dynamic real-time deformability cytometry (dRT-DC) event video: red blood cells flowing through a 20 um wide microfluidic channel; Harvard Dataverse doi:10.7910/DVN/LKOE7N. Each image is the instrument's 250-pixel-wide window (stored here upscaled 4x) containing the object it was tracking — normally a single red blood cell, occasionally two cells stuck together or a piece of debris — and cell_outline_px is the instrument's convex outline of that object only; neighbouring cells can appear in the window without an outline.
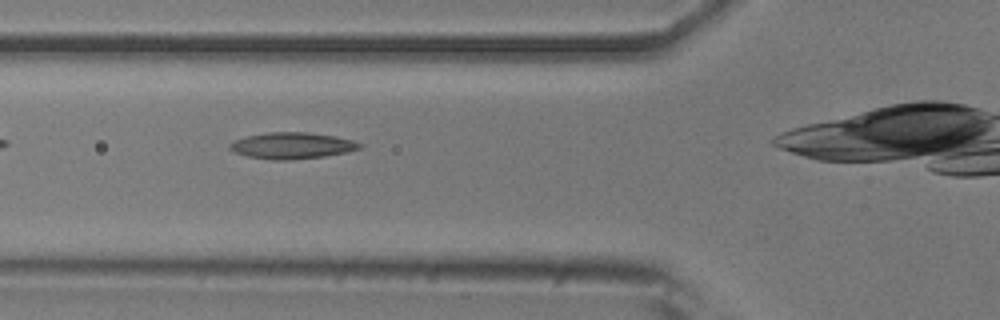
{"species": "common noctule bat (a hibernating species)", "species_latin": "Nyctalus noctula", "temperature_condition": "room temperature", "stored_images_in_passage": 30, "camera_frame_rate_fps": 3000, "um_per_image_px": 0.085, "animal": {"sex": "male", "body_mass_g": 20.5, "forearm_length_mm": 52.5}, "frame": {"image": 1, "passage_image": 3, "time_ms": 0.667, "image_size_px": [1000, 320], "cell_outline_px": [[364, 148], [348, 152], [324, 156], [288, 160], [272, 160], [248, 156], [236, 152], [228, 148], [228, 144], [232, 140], [248, 136], [268, 132], [308, 132], [332, 136], [352, 140], [364, 144]], "centroid_in_image_um": [24.84, 12.38], "position_along_channel_um": 101.0, "area_um2": 20.0}}
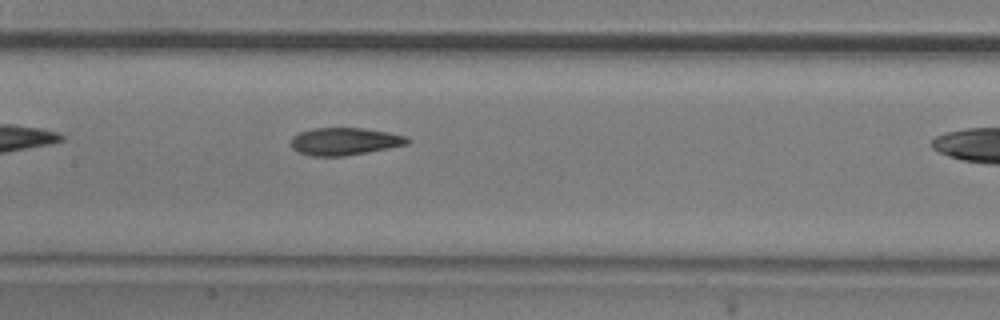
{"frame": {"image": 2, "passage_image": 9, "time_ms": 2.667, "image_size_px": [1000, 320], "cell_outline_px": [[412, 140], [408, 144], [368, 152], [344, 156], [312, 156], [296, 152], [292, 148], [292, 136], [300, 132], [312, 128], [360, 128], [388, 132], [404, 136]], "centroid_in_image_um": [29.27, 12.02], "position_along_channel_um": 178.1, "area_um2": 18.61}}
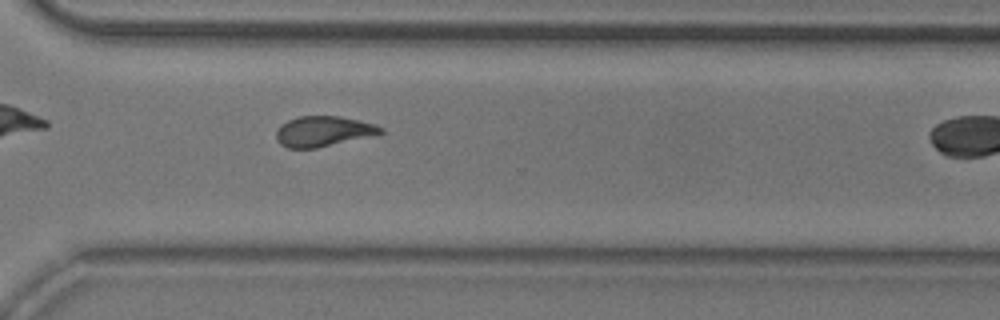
{"frame": {"image": 3, "passage_image": 22, "time_ms": 7.0, "image_size_px": [1000, 320], "cell_outline_px": [[384, 132], [380, 136], [316, 148], [288, 148], [280, 144], [276, 140], [276, 132], [280, 124], [288, 120], [300, 116], [340, 116], [376, 124], [384, 128]], "centroid_in_image_um": [27.56, 11.17], "position_along_channel_um": 343.0, "area_um2": 19.02}}